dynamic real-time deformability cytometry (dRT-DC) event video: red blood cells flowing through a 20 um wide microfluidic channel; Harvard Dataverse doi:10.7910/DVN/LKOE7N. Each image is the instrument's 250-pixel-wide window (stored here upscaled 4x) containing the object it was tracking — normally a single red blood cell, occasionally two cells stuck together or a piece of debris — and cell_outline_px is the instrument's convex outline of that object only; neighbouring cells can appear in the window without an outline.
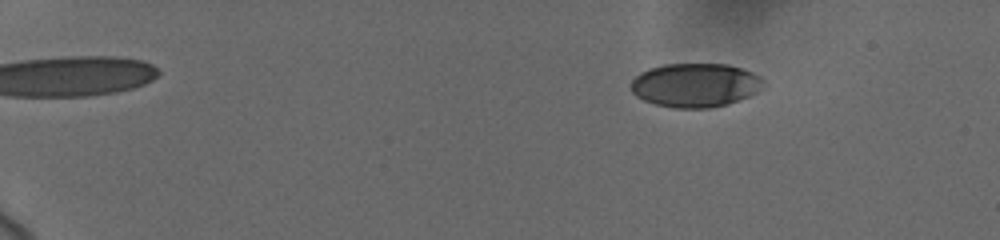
{"species": "human", "species_latin": "Homo sapiens", "temperature_condition": "cold", "stored_images_in_passage": 12, "camera_frame_rate_fps": 3000, "um_per_image_px": 0.085, "donor": {"sex": "female"}, "frame": {"image": 1, "passage_image": 4, "time_ms": 3.0, "image_size_px": [1000, 240], "cell_outline_px": [[760, 88], [756, 92], [748, 96], [728, 104], [708, 108], [672, 108], [656, 104], [644, 100], [636, 96], [632, 92], [632, 80], [640, 72], [648, 68], [664, 64], [728, 64], [752, 72], [760, 80]], "centroid_in_image_um": [59.03, 7.24], "position_along_channel_um": 26.0, "area_um2": 33.52}}
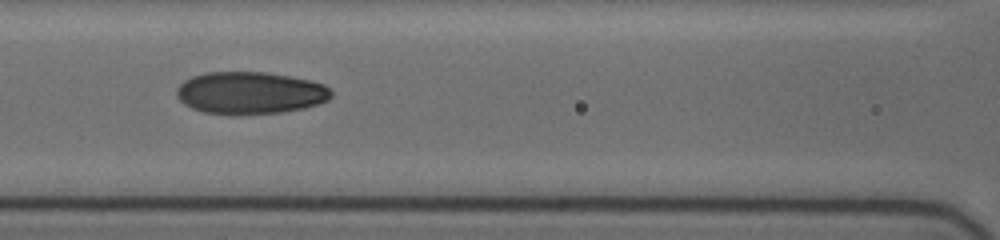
{"frame": {"image": 2, "passage_image": 10, "time_ms": 9.667, "image_size_px": [1000, 240], "cell_outline_px": [[332, 96], [328, 100], [304, 108], [284, 112], [240, 116], [232, 116], [204, 112], [192, 108], [184, 104], [176, 96], [176, 88], [184, 80], [192, 76], [208, 72], [264, 72], [288, 76], [308, 80], [324, 84], [332, 92]], "centroid_in_image_um": [21.23, 7.92], "position_along_channel_um": 145.4, "area_um2": 38.49}}
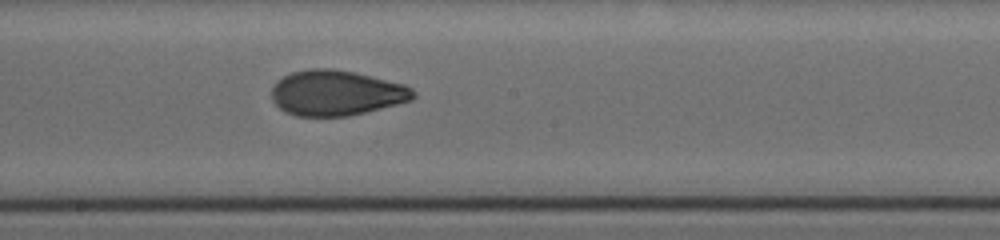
{"frame": {"image": 3, "passage_image": 12, "time_ms": 11.667, "image_size_px": [1000, 240], "cell_outline_px": [[416, 96], [412, 100], [348, 116], [296, 116], [284, 112], [272, 100], [272, 88], [276, 80], [292, 72], [308, 68], [332, 68], [356, 72], [404, 84], [412, 88], [416, 92]], "centroid_in_image_um": [28.57, 7.89], "position_along_channel_um": 219.6, "area_um2": 37.57}}